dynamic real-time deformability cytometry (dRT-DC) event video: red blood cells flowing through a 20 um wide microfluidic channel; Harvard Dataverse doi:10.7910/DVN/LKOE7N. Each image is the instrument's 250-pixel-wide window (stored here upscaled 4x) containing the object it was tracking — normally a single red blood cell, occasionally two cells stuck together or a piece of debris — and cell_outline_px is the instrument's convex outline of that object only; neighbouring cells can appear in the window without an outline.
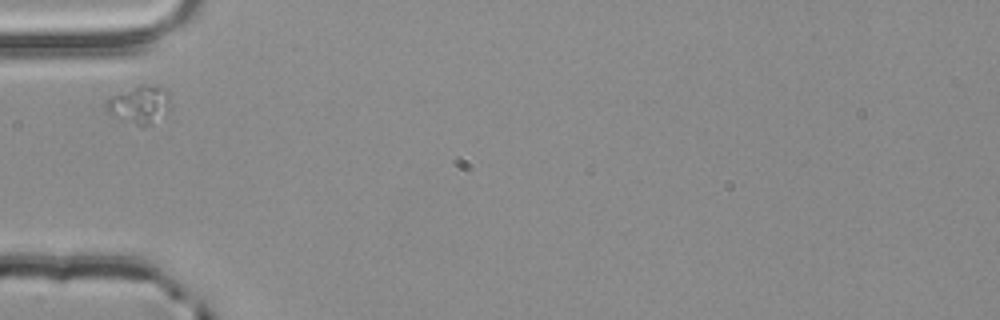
{"species": "common noctule bat (a hibernating species)", "species_latin": "Nyctalus noctula", "temperature_condition": "room temperature", "stored_images_in_passage": 1, "camera_frame_rate_fps": 3000, "um_per_image_px": 0.085, "animal": {"sex": "male", "body_mass_g": 20.4}, "frame": {"image": 1, "passage_image": 1, "time_ms": 0.0, "image_size_px": [1000, 320], "cell_outline_px": [[172, 108], [168, 112], [144, 128], [140, 128], [108, 112], [108, 100], [112, 96], [140, 84], [144, 84], [164, 88], [172, 104]], "centroid_in_image_um": [11.94, 8.91], "position_along_channel_um": 73.1, "area_um2": 13.99}}